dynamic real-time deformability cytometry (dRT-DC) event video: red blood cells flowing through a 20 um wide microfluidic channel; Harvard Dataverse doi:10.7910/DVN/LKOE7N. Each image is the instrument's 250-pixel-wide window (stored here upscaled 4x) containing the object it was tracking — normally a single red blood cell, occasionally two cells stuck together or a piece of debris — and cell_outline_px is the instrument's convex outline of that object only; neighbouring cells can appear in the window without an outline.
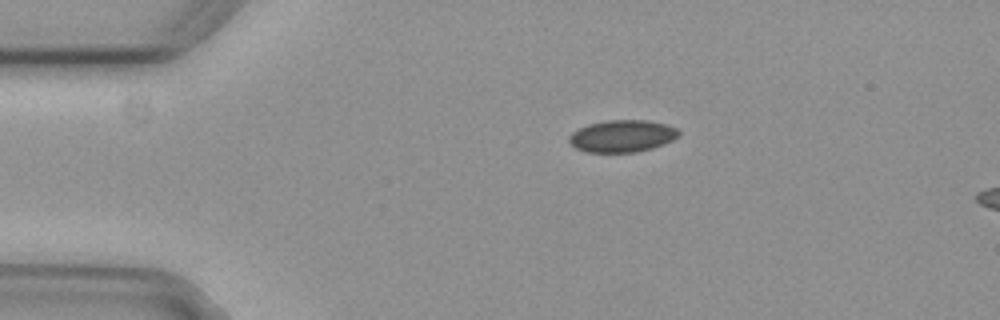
{"species": "common noctule bat (a hibernating species)", "species_latin": "Nyctalus noctula", "temperature_condition": "cold", "stored_images_in_passage": 3, "camera_frame_rate_fps": 3000, "um_per_image_px": 0.085, "animal": {"sex": "female", "body_mass_g": 29.2, "forearm_length_mm": 56.3}, "frame": {"image": 1, "passage_image": 1, "time_ms": 0.0, "image_size_px": [1000, 320], "cell_outline_px": [[680, 136], [664, 144], [652, 148], [636, 152], [588, 152], [576, 148], [568, 140], [568, 136], [572, 132], [588, 124], [608, 120], [648, 120], [664, 124], [676, 128], [680, 132]], "centroid_in_image_um": [52.9, 11.56], "position_along_channel_um": 32.1, "area_um2": 20.46}}